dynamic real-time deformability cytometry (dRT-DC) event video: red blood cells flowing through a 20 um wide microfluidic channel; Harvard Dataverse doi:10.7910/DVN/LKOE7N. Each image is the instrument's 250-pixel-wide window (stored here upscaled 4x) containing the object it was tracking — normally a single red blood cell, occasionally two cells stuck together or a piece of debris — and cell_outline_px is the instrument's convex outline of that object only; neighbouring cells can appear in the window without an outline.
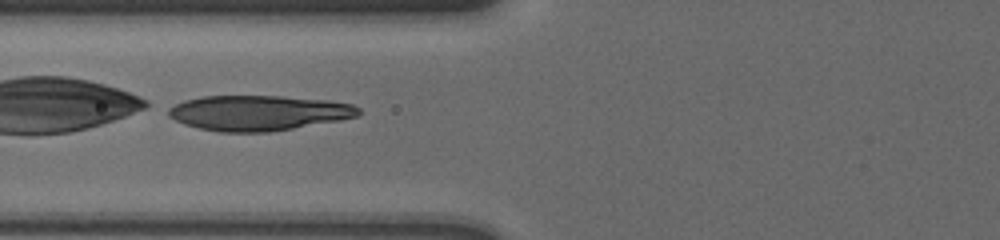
{"species": "human", "species_latin": "Homo sapiens", "temperature_condition": "cold", "stored_images_in_passage": 21, "camera_frame_rate_fps": 3000, "um_per_image_px": 0.085, "donor": {"sex": "male"}, "frame": {"image": 1, "passage_image": 12, "time_ms": 3.667, "image_size_px": [1000, 240], "cell_outline_px": [[360, 112], [356, 116], [340, 120], [272, 132], [220, 132], [200, 128], [184, 124], [168, 116], [168, 108], [184, 100], [204, 96], [280, 96], [328, 100], [352, 104], [360, 108]], "centroid_in_image_um": [21.97, 9.6], "position_along_channel_um": 103.8, "area_um2": 38.96}}